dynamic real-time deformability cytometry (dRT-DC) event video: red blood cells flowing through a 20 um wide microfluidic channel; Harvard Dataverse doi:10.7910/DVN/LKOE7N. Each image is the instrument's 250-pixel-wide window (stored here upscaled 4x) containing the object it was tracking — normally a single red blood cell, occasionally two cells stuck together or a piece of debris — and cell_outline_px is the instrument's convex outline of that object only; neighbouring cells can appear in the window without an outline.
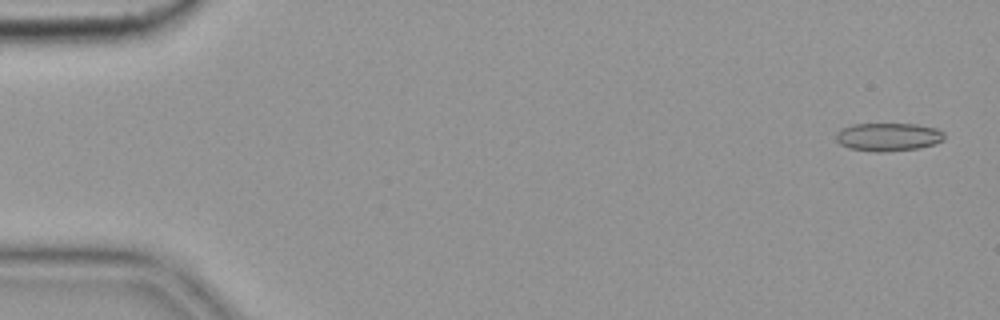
{"species": "common noctule bat (a hibernating species)", "species_latin": "Nyctalus noctula", "temperature_condition": "cold", "stored_images_in_passage": 4, "camera_frame_rate_fps": 3000, "um_per_image_px": 0.085, "animal": {"sex": "female", "body_mass_g": 19.9}, "frame": {"image": 1, "passage_image": 1, "time_ms": 0.0, "image_size_px": [1000, 320], "cell_outline_px": [[944, 140], [932, 144], [916, 148], [884, 152], [876, 152], [848, 148], [840, 144], [836, 140], [836, 132], [840, 128], [852, 124], [916, 124], [936, 128], [944, 132]], "centroid_in_image_um": [75.46, 11.63], "position_along_channel_um": 9.5, "area_um2": 17.8}}
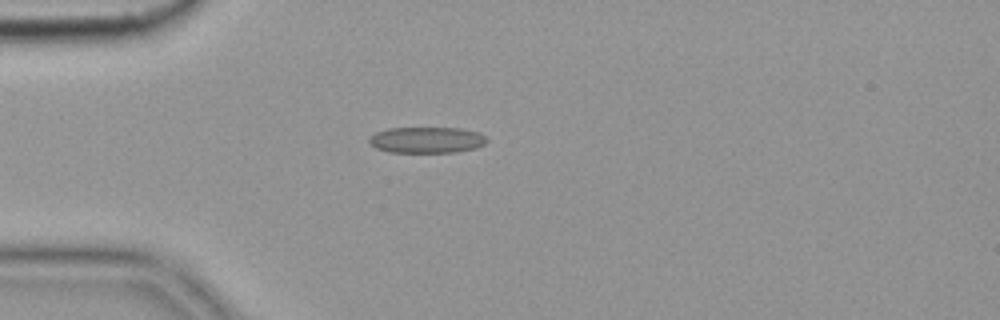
{"frame": {"image": 2, "passage_image": 4, "time_ms": 1.0, "image_size_px": [1000, 320], "cell_outline_px": [[488, 140], [484, 144], [476, 148], [456, 152], [388, 152], [376, 148], [368, 140], [376, 132], [388, 128], [460, 128], [480, 132]], "centroid_in_image_um": [36.3, 11.89], "position_along_channel_um": 48.7, "area_um2": 17.86}}